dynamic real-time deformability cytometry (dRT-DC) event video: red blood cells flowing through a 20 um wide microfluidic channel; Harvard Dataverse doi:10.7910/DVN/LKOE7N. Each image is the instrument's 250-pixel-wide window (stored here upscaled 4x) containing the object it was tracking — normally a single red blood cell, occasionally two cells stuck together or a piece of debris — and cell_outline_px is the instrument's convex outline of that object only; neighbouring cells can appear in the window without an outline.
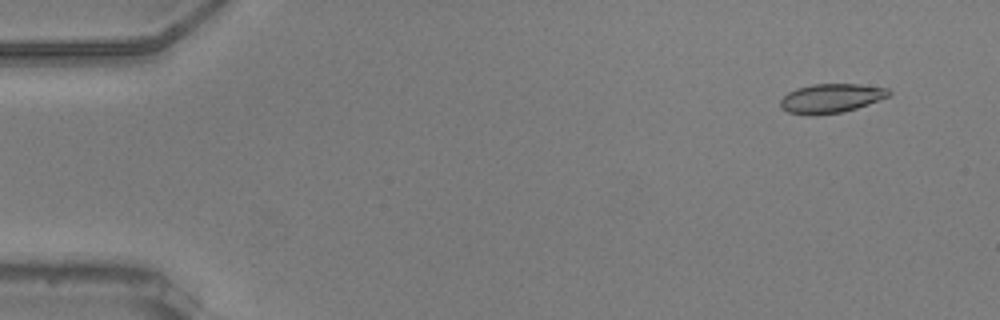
{"species": "common noctule bat (a hibernating species)", "species_latin": "Nyctalus noctula", "temperature_condition": "warm", "stored_images_in_passage": 52, "camera_frame_rate_fps": 3000, "um_per_image_px": 0.085, "animal": {"sex": "male", "body_mass_g": 20.5, "forearm_length_mm": 52.5}, "frame": {"image": 1, "passage_image": 1, "time_ms": 0.0, "image_size_px": [1000, 320], "cell_outline_px": [[892, 92], [888, 96], [868, 104], [856, 108], [840, 112], [812, 116], [788, 112], [780, 108], [780, 100], [788, 92], [796, 88], [812, 84], [860, 84], [888, 88]], "centroid_in_image_um": [70.61, 8.35], "position_along_channel_um": 14.4, "area_um2": 18.44}}
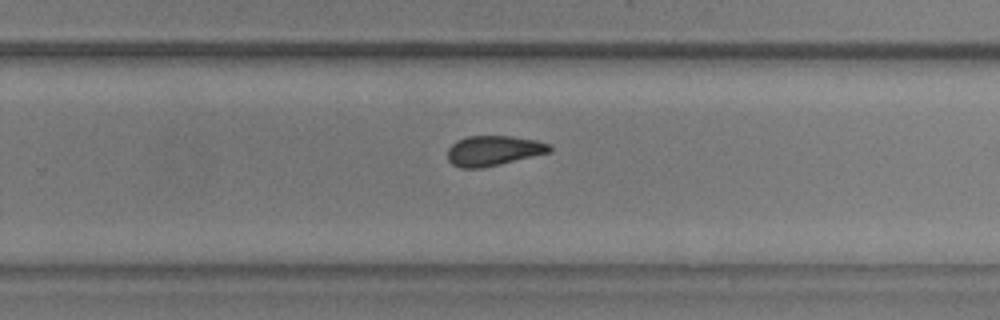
{"frame": {"image": 2, "passage_image": 33, "time_ms": 10.667, "image_size_px": [1000, 320], "cell_outline_px": [[552, 152], [500, 164], [480, 168], [460, 168], [452, 164], [448, 160], [448, 148], [456, 140], [464, 136], [512, 136], [536, 140], [552, 144]], "centroid_in_image_um": [41.96, 12.8], "position_along_channel_um": 287.8, "area_um2": 18.09}}
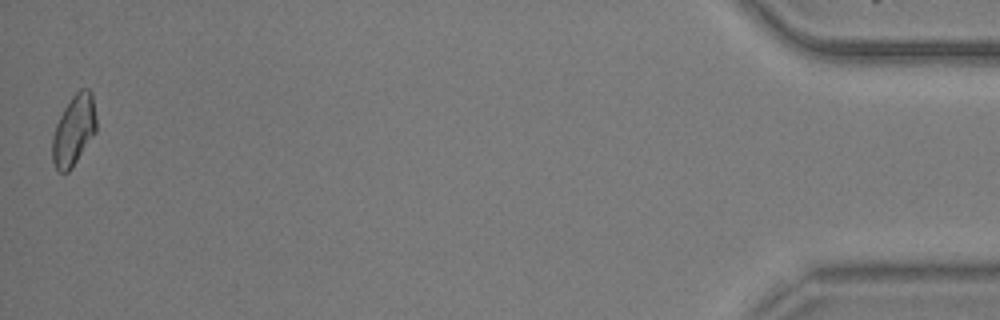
{"frame": {"image": 3, "passage_image": 52, "time_ms": 17.0, "image_size_px": [1000, 320], "cell_outline_px": [[96, 132], [72, 168], [68, 172], [60, 172], [56, 168], [52, 160], [52, 136], [56, 124], [64, 108], [72, 96], [80, 88], [88, 88], [92, 92], [96, 116]], "centroid_in_image_um": [6.28, 11.06], "position_along_channel_um": 428.9, "area_um2": 18.15}, "authors_computed_cell_mechanics": {"area_um2": 18.4093, "velocity_mm_per_s": 3.6601, "shape_relaxation_time_tau1_ms": 5.223, "shape_relaxation_time_tau2_ms": 2.7046, "deformation_change_tau1": 0.1034, "deformation_change_tau2": 0.0718}}